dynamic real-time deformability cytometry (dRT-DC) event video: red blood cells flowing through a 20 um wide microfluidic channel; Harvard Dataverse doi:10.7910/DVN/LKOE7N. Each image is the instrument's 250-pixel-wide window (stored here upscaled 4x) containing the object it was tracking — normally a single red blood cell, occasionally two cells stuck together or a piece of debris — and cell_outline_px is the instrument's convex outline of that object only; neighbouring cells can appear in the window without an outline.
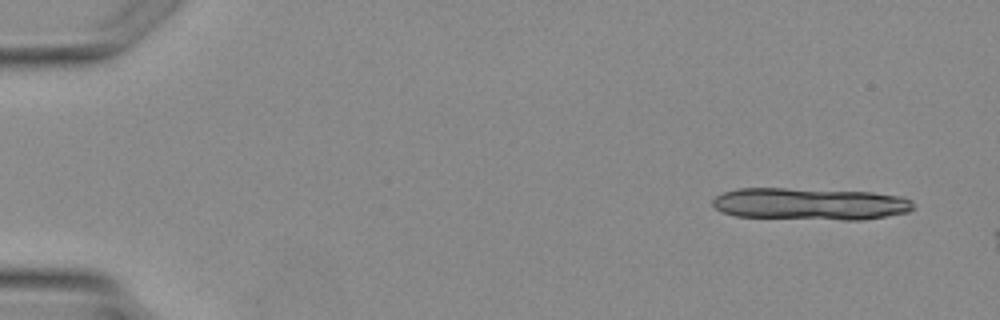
{"species": "Egyptian fruit bat (a non-hibernating species)", "species_latin": "Rousettus aegyptiacus", "temperature_condition": "warm", "stored_images_in_passage": 3, "camera_frame_rate_fps": 3000, "um_per_image_px": 0.085, "animal": {"sex": "female"}, "frame": {"image": 1, "passage_image": 1, "time_ms": 0.0, "image_size_px": [1000, 320], "cell_outline_px": [[916, 204], [908, 212], [864, 220], [840, 220], [736, 216], [720, 212], [712, 204], [712, 200], [716, 196], [724, 192], [740, 188], [784, 188], [872, 192], [904, 196], [912, 200]], "centroid_in_image_um": [68.9, 17.33], "position_along_channel_um": 16.1, "area_um2": 37.8}}